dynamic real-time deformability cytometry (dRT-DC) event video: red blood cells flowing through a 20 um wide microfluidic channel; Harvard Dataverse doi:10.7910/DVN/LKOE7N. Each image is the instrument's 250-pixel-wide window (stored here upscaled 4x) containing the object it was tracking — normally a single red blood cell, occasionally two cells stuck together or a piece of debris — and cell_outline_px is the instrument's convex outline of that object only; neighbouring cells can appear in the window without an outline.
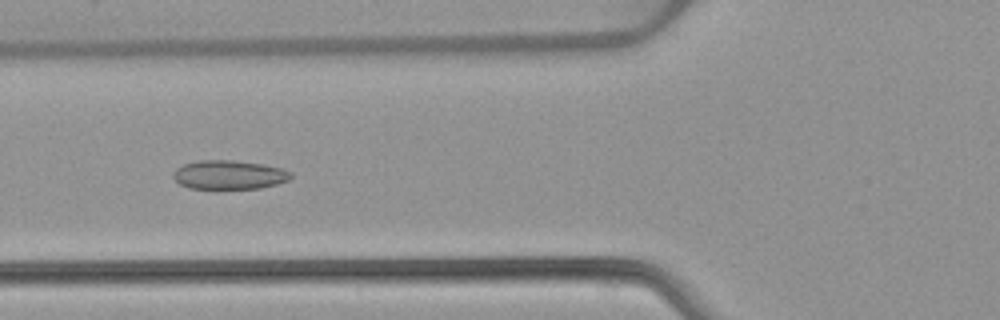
{"species": "common noctule bat (a hibernating species)", "species_latin": "Nyctalus noctula", "temperature_condition": "warm", "stored_images_in_passage": 51, "camera_frame_rate_fps": 3000, "um_per_image_px": 0.085, "animal": {"sex": "female", "body_mass_g": 22.7, "forearm_length_mm": 54.2}, "frame": {"image": 1, "passage_image": 19, "time_ms": 6.0, "image_size_px": [1000, 320], "cell_outline_px": [[292, 176], [288, 180], [276, 184], [260, 188], [188, 188], [180, 184], [172, 176], [172, 172], [176, 168], [184, 164], [200, 160], [232, 160], [264, 164], [280, 168], [292, 172]], "centroid_in_image_um": [19.46, 14.85], "position_along_channel_um": 106.3, "area_um2": 19.77}}
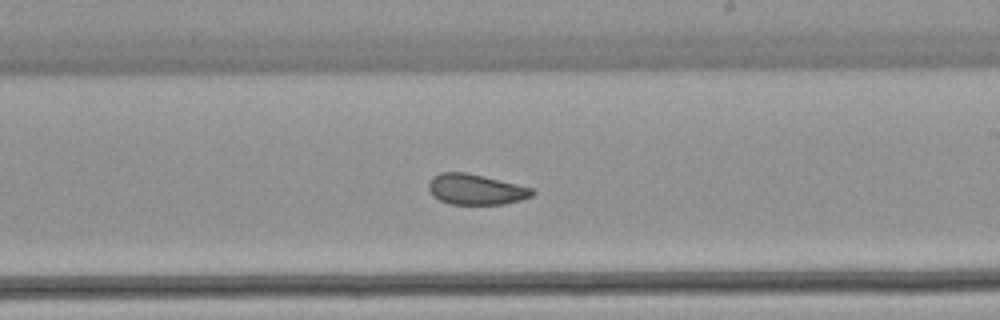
{"frame": {"image": 2, "passage_image": 30, "time_ms": 9.667, "image_size_px": [1000, 320], "cell_outline_px": [[536, 192], [532, 196], [520, 200], [504, 204], [452, 204], [440, 200], [432, 196], [428, 188], [428, 180], [432, 176], [440, 172], [464, 172], [484, 176], [532, 188]], "centroid_in_image_um": [40.4, 16.09], "position_along_channel_um": 248.6, "area_um2": 18.5}}
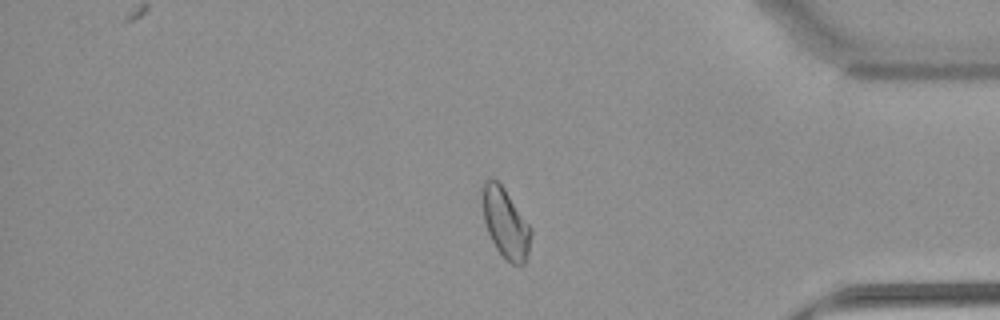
{"frame": {"image": 3, "passage_image": 43, "time_ms": 14.0, "image_size_px": [1000, 320], "cell_outline_px": [[532, 232], [528, 252], [524, 264], [512, 264], [496, 248], [488, 232], [484, 220], [480, 188], [484, 180], [496, 180], [504, 188], [532, 228]], "centroid_in_image_um": [42.95, 18.93], "position_along_channel_um": 392.2, "area_um2": 19.59}, "authors_computed_cell_mechanics": {"area_um2": 20.1144, "velocity_mm_per_s": 3.8841, "shape_relaxation_time_tau1_ms": null, "shape_relaxation_time_tau2_ms": 2.3704, "deformation_change_tau1": null, "deformation_change_tau2": 0.0763}}